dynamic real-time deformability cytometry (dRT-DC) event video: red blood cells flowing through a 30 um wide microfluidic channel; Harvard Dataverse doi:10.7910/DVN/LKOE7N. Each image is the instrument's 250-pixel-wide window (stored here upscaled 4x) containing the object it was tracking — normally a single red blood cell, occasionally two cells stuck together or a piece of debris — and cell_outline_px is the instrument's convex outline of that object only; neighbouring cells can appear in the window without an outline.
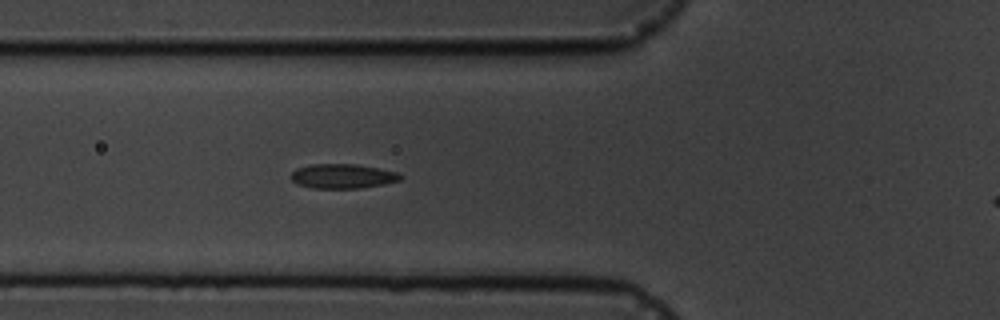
{"species": "common noctule bat (a hibernating species)", "species_latin": "Nyctalus noctula", "temperature_condition": "cold", "stored_images_in_passage": 7, "segment_of_instrument_passage": [1, 2], "camera_frame_rate_fps": 3000, "um_per_image_px": 0.085, "animal": {"sex": "male", "body_mass_g": 19.5, "forearm_length_mm": 54.6}, "frame": {"image": 1, "passage_image": 6, "time_ms": 5.667, "image_size_px": [1000, 320], "cell_outline_px": [[404, 176], [400, 180], [384, 184], [360, 188], [312, 188], [296, 184], [288, 176], [296, 168], [312, 164], [356, 164], [400, 172]], "centroid_in_image_um": [29.12, 14.97], "position_along_channel_um": 96.7, "area_um2": 15.84}}